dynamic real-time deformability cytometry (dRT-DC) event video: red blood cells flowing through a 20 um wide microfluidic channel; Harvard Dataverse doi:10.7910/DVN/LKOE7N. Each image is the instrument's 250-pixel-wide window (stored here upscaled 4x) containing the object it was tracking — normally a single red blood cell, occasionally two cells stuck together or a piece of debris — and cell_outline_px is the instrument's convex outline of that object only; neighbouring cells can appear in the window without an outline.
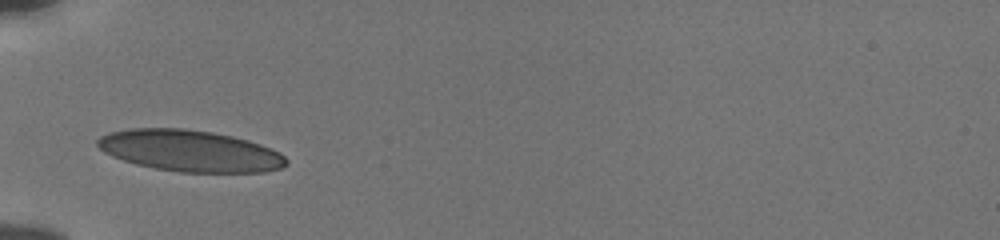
{"species": "human", "species_latin": "Homo sapiens", "temperature_condition": "cold", "stored_images_in_passage": 29, "camera_frame_rate_fps": 3000, "um_per_image_px": 0.085, "donor": {"sex": "male"}, "frame": {"image": 1, "passage_image": 1, "time_ms": 0.0, "image_size_px": [1000, 240], "cell_outline_px": [[288, 164], [280, 168], [264, 172], [180, 172], [156, 168], [136, 164], [112, 156], [104, 152], [96, 144], [96, 140], [100, 136], [108, 132], [132, 128], [184, 128], [212, 132], [232, 136], [248, 140], [272, 148], [280, 152], [288, 160]], "centroid_in_image_um": [16.15, 12.81], "position_along_channel_um": 68.9, "area_um2": 45.66}}
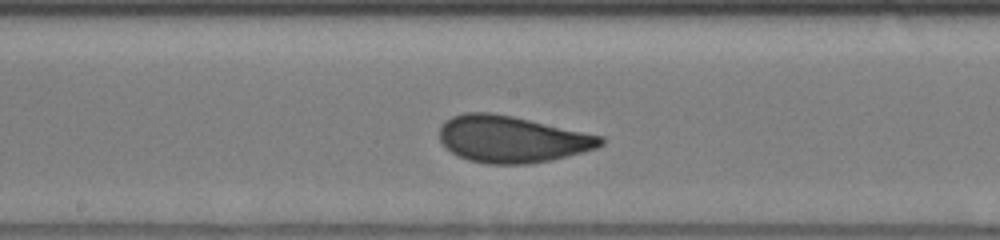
{"frame": {"image": 2, "passage_image": 12, "time_ms": 3.667, "image_size_px": [1000, 240], "cell_outline_px": [[604, 144], [596, 148], [584, 152], [552, 160], [528, 164], [488, 164], [468, 160], [452, 152], [440, 140], [440, 128], [444, 120], [452, 116], [464, 112], [488, 112], [512, 116], [604, 136]], "centroid_in_image_um": [43.53, 11.83], "position_along_channel_um": 204.7, "area_um2": 43.87}}
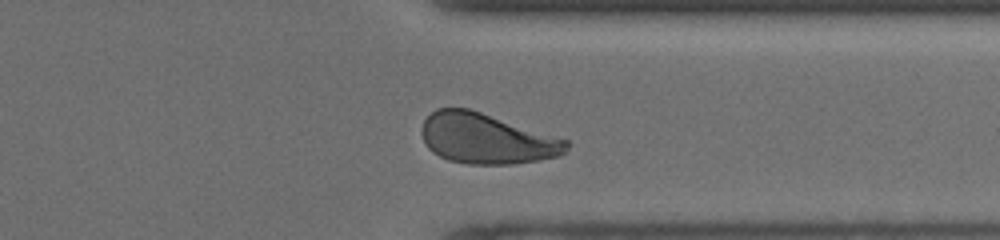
{"frame": {"image": 3, "passage_image": 25, "time_ms": 8.0, "image_size_px": [1000, 240], "cell_outline_px": [[572, 144], [560, 156], [512, 164], [468, 164], [448, 160], [432, 152], [428, 148], [420, 132], [420, 128], [424, 120], [436, 108], [468, 108], [568, 140]], "centroid_in_image_um": [41.34, 11.79], "position_along_channel_um": 370.1, "area_um2": 42.37}, "authors_computed_cell_mechanics": {"area_um2": 42.9454, "velocity_mm_per_s": 3.8102, "shape_relaxation_time_tau1_ms": 3.1564, "shape_relaxation_time_tau2_ms": null, "deformation_change_tau1": 0.1349, "deformation_change_tau2": null}}